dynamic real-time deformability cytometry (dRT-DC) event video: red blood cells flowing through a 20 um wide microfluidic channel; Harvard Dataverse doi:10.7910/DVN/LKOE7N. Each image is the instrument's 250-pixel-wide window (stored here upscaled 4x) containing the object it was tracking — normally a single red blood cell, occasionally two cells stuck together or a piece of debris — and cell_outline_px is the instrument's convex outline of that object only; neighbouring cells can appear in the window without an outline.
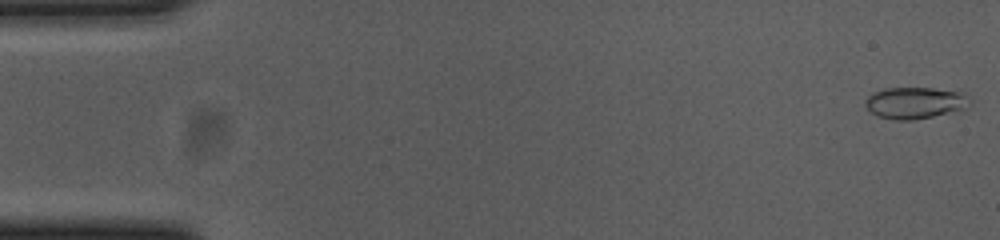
{"species": "common noctule bat (a hibernating species)", "species_latin": "Nyctalus noctula", "temperature_condition": "cold", "stored_images_in_passage": 55, "camera_frame_rate_fps": 3000, "um_per_image_px": 0.085, "animal": {"sex": "female", "body_mass_g": 23.0, "forearm_length_mm": 53.4}, "frame": {"image": 1, "passage_image": 1, "time_ms": 0.0, "image_size_px": [1000, 240], "cell_outline_px": [[972, 104], [960, 112], [912, 120], [896, 120], [876, 116], [864, 104], [864, 100], [868, 96], [884, 88], [932, 88], [964, 92], [972, 96]], "centroid_in_image_um": [77.89, 8.75], "position_along_channel_um": 7.1, "area_um2": 19.83}}
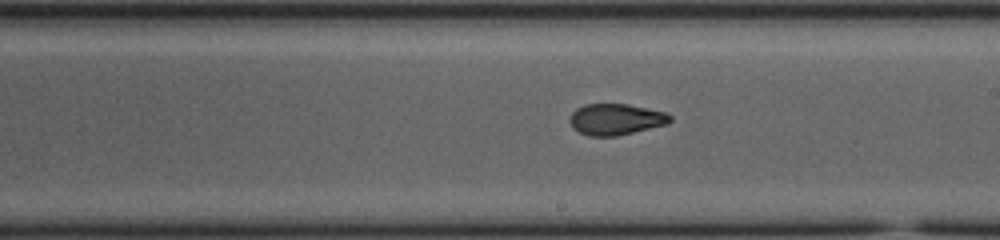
{"frame": {"image": 2, "passage_image": 31, "time_ms": 10.0, "image_size_px": [1000, 240], "cell_outline_px": [[672, 120], [668, 124], [616, 136], [588, 136], [580, 132], [568, 120], [572, 112], [576, 108], [584, 104], [628, 104], [668, 112], [672, 116]], "centroid_in_image_um": [52.38, 10.13], "position_along_channel_um": 236.6, "area_um2": 18.32}}
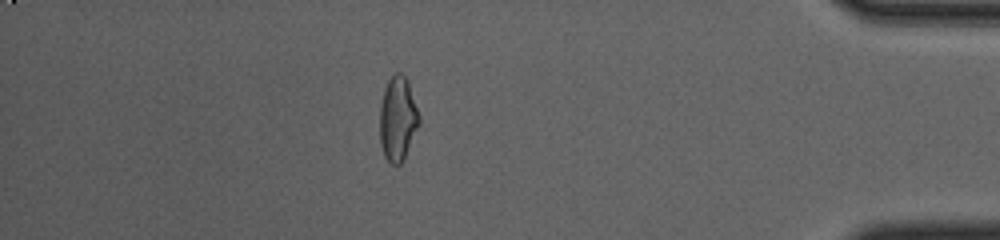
{"frame": {"image": 3, "passage_image": 48, "time_ms": 15.667, "image_size_px": [1000, 240], "cell_outline_px": [[420, 124], [404, 160], [400, 164], [392, 164], [384, 156], [380, 144], [380, 104], [384, 88], [388, 80], [396, 72], [400, 72], [408, 80], [420, 116]], "centroid_in_image_um": [33.82, 10.1], "position_along_channel_um": 401.4, "area_um2": 19.59}, "authors_computed_cell_mechanics": {"area_um2": 18.5538, "velocity_mm_per_s": 3.6932, "shape_relaxation_time_tau1_ms": null, "shape_relaxation_time_tau2_ms": 1.8517, "deformation_change_tau1": null, "deformation_change_tau2": 0.0722}}